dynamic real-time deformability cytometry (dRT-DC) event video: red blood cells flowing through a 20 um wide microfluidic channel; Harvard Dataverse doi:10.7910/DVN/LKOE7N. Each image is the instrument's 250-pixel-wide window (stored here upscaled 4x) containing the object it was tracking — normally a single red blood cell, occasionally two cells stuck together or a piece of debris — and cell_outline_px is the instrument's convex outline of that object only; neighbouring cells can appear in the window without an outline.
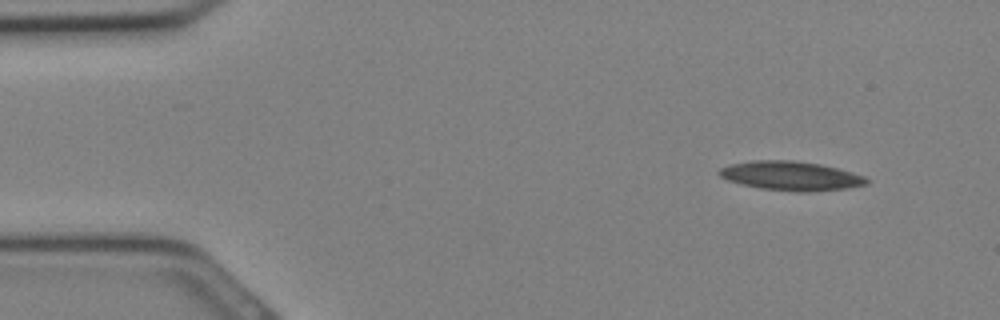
{"species": "Egyptian fruit bat (a non-hibernating species)", "species_latin": "Rousettus aegyptiacus", "temperature_condition": "cold", "stored_images_in_passage": 9, "camera_frame_rate_fps": 3000, "um_per_image_px": 0.085, "animal": {"sex": "female"}, "frame": {"image": 1, "passage_image": 1, "time_ms": 0.0, "image_size_px": [1000, 320], "cell_outline_px": [[868, 184], [848, 188], [808, 192], [796, 192], [760, 188], [728, 180], [720, 176], [716, 172], [720, 168], [728, 164], [752, 160], [792, 160], [820, 164], [852, 172], [864, 176], [868, 180]], "centroid_in_image_um": [67.21, 14.94], "position_along_channel_um": 17.8, "area_um2": 25.03}}
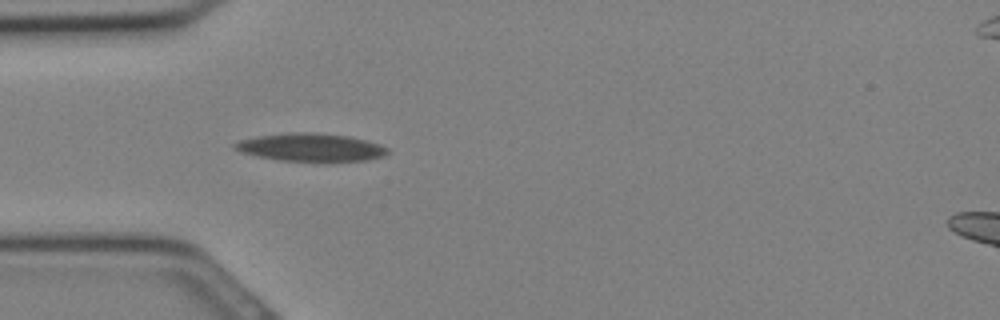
{"frame": {"image": 2, "passage_image": 7, "time_ms": 2.0, "image_size_px": [1000, 320], "cell_outline_px": [[388, 152], [384, 156], [368, 160], [280, 160], [256, 156], [240, 152], [232, 148], [232, 144], [236, 140], [256, 136], [288, 132], [316, 132], [348, 136], [380, 144], [388, 148]], "centroid_in_image_um": [26.33, 12.5], "position_along_channel_um": 58.7, "area_um2": 24.8}}
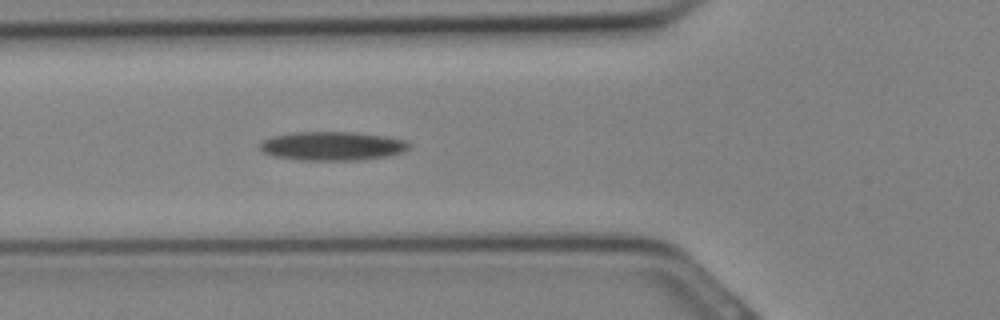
{"frame": {"image": 3, "passage_image": 9, "time_ms": 2.667, "image_size_px": [1000, 320], "cell_outline_px": [[412, 148], [404, 152], [388, 156], [360, 160], [304, 160], [272, 156], [260, 152], [260, 140], [272, 136], [292, 132], [356, 132], [384, 136], [408, 140], [412, 144]], "centroid_in_image_um": [28.27, 12.41], "position_along_channel_um": 97.5, "area_um2": 25.55}}